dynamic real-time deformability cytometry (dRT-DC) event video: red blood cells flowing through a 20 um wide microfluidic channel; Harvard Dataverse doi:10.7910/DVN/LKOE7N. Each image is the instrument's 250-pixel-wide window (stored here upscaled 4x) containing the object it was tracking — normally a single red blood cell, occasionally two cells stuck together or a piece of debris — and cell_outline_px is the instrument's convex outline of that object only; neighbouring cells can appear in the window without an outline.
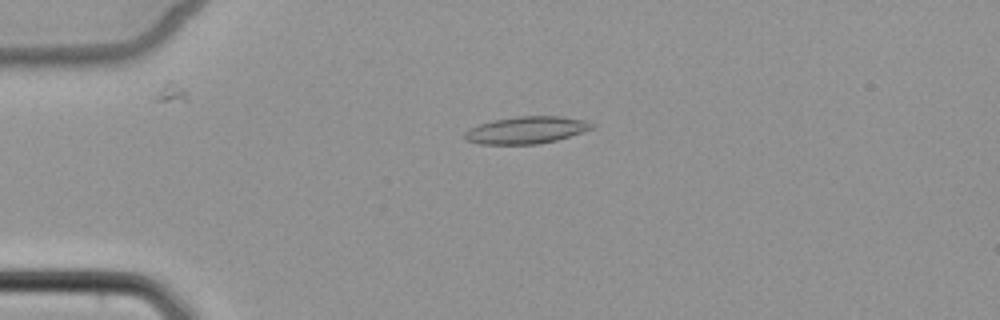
{"species": "common noctule bat (a hibernating species)", "species_latin": "Nyctalus noctula", "temperature_condition": "cold", "stored_images_in_passage": 4, "camera_frame_rate_fps": 3000, "um_per_image_px": 0.085, "animal": {"sex": "female", "body_mass_g": 22.7, "forearm_length_mm": 54.2}, "frame": {"image": 1, "passage_image": 3, "time_ms": 2.333, "image_size_px": [1000, 320], "cell_outline_px": [[596, 128], [556, 140], [536, 144], [480, 144], [468, 140], [464, 136], [464, 132], [468, 128], [492, 120], [520, 116], [560, 116], [584, 120], [596, 124]], "centroid_in_image_um": [44.77, 11.05], "position_along_channel_um": 40.2, "area_um2": 20.11}}